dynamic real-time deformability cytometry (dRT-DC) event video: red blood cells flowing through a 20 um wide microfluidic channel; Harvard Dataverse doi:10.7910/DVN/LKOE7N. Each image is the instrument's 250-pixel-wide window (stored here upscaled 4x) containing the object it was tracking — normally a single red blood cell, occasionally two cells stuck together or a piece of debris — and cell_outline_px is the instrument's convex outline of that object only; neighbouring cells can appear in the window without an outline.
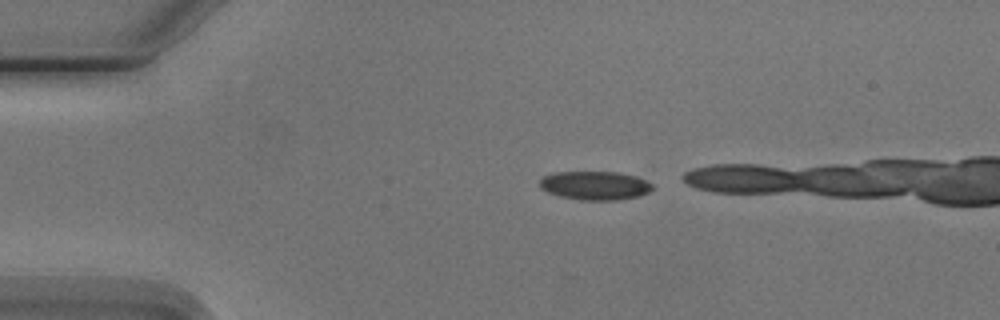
{"species": "Egyptian fruit bat (a non-hibernating species)", "species_latin": "Rousettus aegyptiacus", "temperature_condition": "cold", "stored_images_in_passage": 5, "camera_frame_rate_fps": 3000, "um_per_image_px": 0.085, "animal": {"sex": "male"}, "frame": {"image": 1, "passage_image": 1, "time_ms": 0.0, "image_size_px": [1000, 320], "cell_outline_px": [[652, 188], [648, 192], [636, 196], [616, 200], [580, 200], [560, 196], [548, 192], [540, 188], [540, 180], [544, 176], [552, 172], [616, 172], [636, 176], [652, 184]], "centroid_in_image_um": [50.53, 15.76], "position_along_channel_um": 34.5, "area_um2": 18.67}}
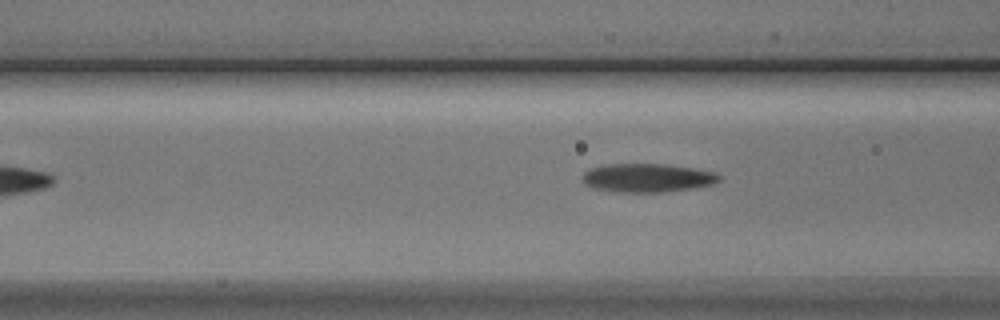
{"frame": {"image": 2, "passage_image": 5, "time_ms": 4.667, "image_size_px": [1000, 320], "cell_outline_px": [[720, 180], [716, 184], [696, 188], [660, 192], [616, 192], [592, 188], [584, 184], [580, 176], [588, 168], [608, 164], [664, 164], [692, 168], [716, 172], [720, 176]], "centroid_in_image_um": [55.0, 15.12], "position_along_channel_um": 111.6, "area_um2": 23.12}}